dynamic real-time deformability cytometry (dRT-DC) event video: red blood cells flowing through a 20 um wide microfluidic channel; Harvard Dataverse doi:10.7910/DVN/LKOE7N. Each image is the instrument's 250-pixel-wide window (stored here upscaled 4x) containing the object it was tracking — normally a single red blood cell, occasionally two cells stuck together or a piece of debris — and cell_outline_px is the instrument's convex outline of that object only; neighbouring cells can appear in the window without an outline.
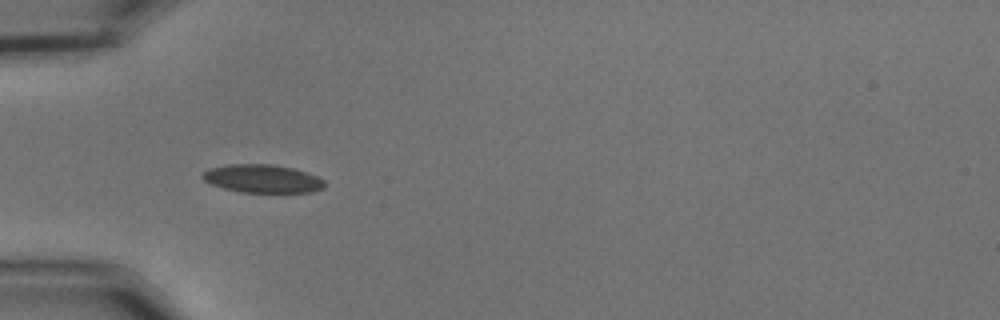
{"species": "common noctule bat (a hibernating species)", "species_latin": "Nyctalus noctula", "temperature_condition": "cold", "stored_images_in_passage": 6, "camera_frame_rate_fps": 3000, "um_per_image_px": 0.085, "animal": {"sex": "male", "body_mass_g": 15.6}, "frame": {"image": 1, "passage_image": 4, "time_ms": 1.0, "image_size_px": [1000, 320], "cell_outline_px": [[324, 188], [312, 192], [240, 192], [224, 188], [212, 184], [204, 180], [200, 176], [208, 168], [228, 164], [272, 164], [292, 168], [316, 176], [324, 180]], "centroid_in_image_um": [22.28, 15.18], "position_along_channel_um": 62.7, "area_um2": 19.94}}